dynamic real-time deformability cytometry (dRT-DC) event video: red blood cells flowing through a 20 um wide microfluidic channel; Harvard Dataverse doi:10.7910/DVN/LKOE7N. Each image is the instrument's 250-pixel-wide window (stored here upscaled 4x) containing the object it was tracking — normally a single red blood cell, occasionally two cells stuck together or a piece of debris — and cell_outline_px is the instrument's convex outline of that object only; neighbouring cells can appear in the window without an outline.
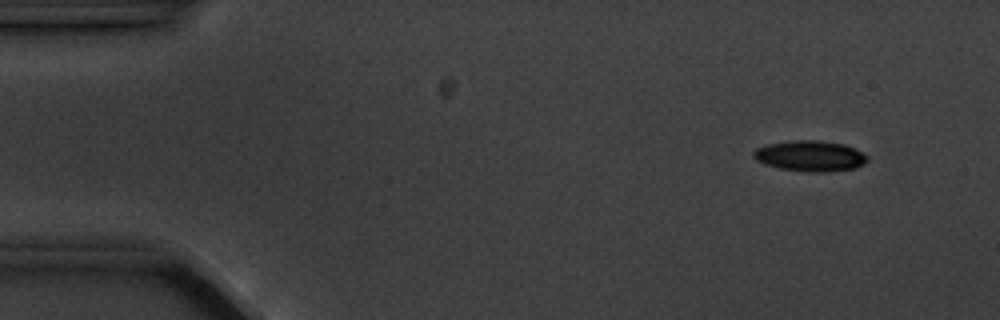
{"species": "common noctule bat (a hibernating species)", "species_latin": "Nyctalus noctula", "temperature_condition": "cold", "stored_images_in_passage": 5, "camera_frame_rate_fps": 3000, "um_per_image_px": 0.085, "animal": {"sex": "male", "body_mass_g": 20.1, "forearm_length_mm": 53.5}, "frame": {"image": 1, "passage_image": 2, "time_ms": 1.0, "image_size_px": [1000, 320], "cell_outline_px": [[868, 160], [864, 164], [856, 168], [824, 172], [804, 172], [780, 168], [764, 164], [756, 160], [752, 156], [752, 152], [756, 148], [768, 144], [792, 140], [816, 140], [844, 144], [868, 156]], "centroid_in_image_um": [68.83, 13.26], "position_along_channel_um": 16.2, "area_um2": 20.4}}